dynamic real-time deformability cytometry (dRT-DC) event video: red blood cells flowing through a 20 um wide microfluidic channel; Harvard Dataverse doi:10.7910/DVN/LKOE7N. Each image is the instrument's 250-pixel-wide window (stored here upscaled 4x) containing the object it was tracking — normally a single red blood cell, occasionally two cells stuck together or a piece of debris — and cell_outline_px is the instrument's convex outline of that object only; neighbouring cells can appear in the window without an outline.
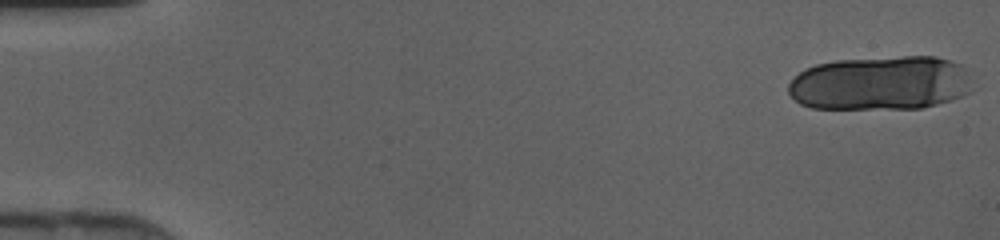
{"species": "human", "species_latin": "Homo sapiens", "temperature_condition": "cold", "stored_images_in_passage": 15, "segment_of_instrument_passage": [1, 2], "camera_frame_rate_fps": 3000, "um_per_image_px": 0.085, "donor": {"sex": "female"}, "frame": {"image": 1, "passage_image": 1, "time_ms": 0.0, "image_size_px": [1000, 240], "cell_outline_px": [[972, 92], [952, 100], [920, 108], [812, 108], [800, 104], [788, 92], [788, 84], [804, 68], [816, 64], [836, 60], [904, 56], [936, 56], [960, 64], [964, 68]], "centroid_in_image_um": [74.83, 7.06], "position_along_channel_um": 10.2, "area_um2": 58.03}}